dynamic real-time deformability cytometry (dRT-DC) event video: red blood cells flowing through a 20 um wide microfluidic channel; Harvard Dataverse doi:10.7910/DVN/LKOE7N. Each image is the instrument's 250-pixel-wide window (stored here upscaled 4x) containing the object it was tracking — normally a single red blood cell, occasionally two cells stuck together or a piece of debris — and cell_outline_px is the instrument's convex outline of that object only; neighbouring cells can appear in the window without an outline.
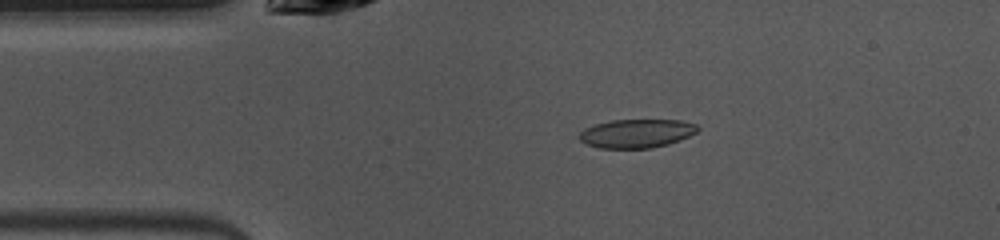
{"species": "common noctule bat (a hibernating species)", "species_latin": "Nyctalus noctula", "temperature_condition": "warm", "stored_images_in_passage": 48, "camera_frame_rate_fps": 3000, "um_per_image_px": 0.085, "animal": {"sex": "female", "body_mass_g": 10.0, "forearm_length_mm": 53.1}, "frame": {"image": 1, "passage_image": 8, "time_ms": 2.333, "image_size_px": [1000, 240], "cell_outline_px": [[700, 128], [696, 132], [680, 140], [668, 144], [652, 148], [600, 148], [588, 144], [580, 140], [576, 136], [584, 128], [596, 124], [612, 120], [680, 120], [696, 124]], "centroid_in_image_um": [54.1, 11.34], "position_along_channel_um": 30.9, "area_um2": 19.77}}
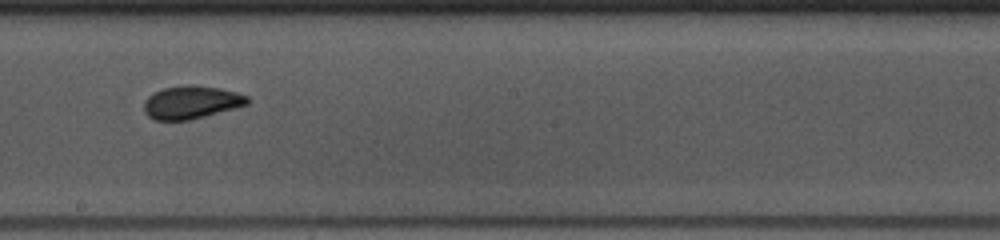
{"frame": {"image": 2, "passage_image": 25, "time_ms": 8.0, "image_size_px": [1000, 240], "cell_outline_px": [[248, 104], [236, 108], [192, 120], [152, 120], [144, 112], [144, 100], [152, 92], [164, 88], [192, 84], [220, 88], [236, 92], [248, 96]], "centroid_in_image_um": [16.24, 8.7], "position_along_channel_um": 232.0, "area_um2": 20.11}}
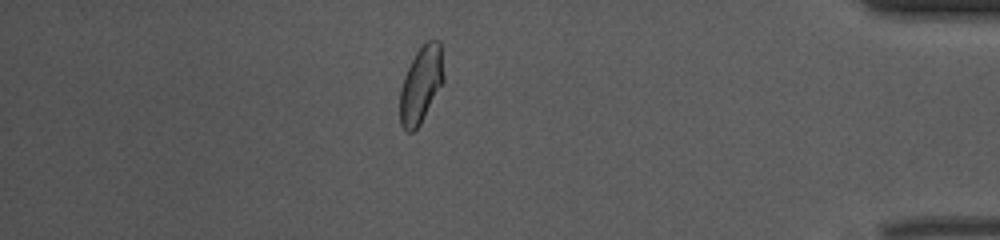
{"frame": {"image": 3, "passage_image": 41, "time_ms": 13.333, "image_size_px": [1000, 240], "cell_outline_px": [[444, 80], [420, 124], [412, 132], [408, 132], [400, 124], [400, 88], [404, 76], [416, 52], [428, 40], [440, 40], [444, 76]], "centroid_in_image_um": [35.78, 7.18], "position_along_channel_um": 399.4, "area_um2": 19.25}, "authors_computed_cell_mechanics": {"area_um2": 19.5075, "velocity_mm_per_s": 3.99, "shape_relaxation_time_tau1_ms": 4.6566, "shape_relaxation_time_tau2_ms": 1.2852, "deformation_change_tau1": 0.1303, "deformation_change_tau2": 0.0552}}